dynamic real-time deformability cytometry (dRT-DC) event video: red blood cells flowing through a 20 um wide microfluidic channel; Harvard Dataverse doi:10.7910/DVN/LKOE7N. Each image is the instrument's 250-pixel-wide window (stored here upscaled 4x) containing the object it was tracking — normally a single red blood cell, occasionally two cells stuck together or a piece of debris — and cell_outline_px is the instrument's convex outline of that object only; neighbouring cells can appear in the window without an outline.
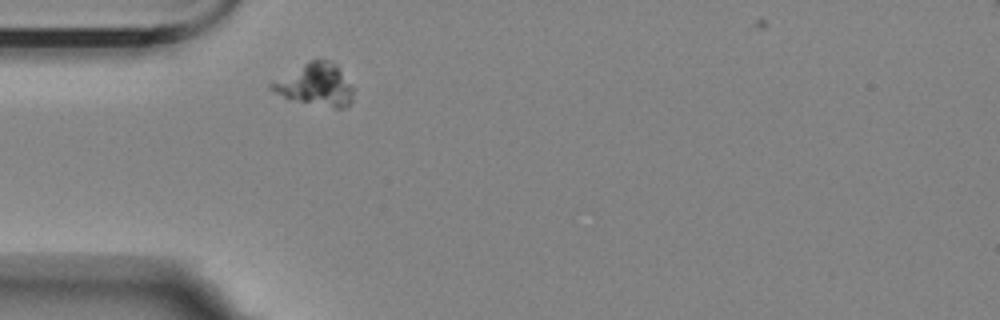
{"species": "Egyptian fruit bat (a non-hibernating species)", "species_latin": "Rousettus aegyptiacus", "temperature_condition": "room temperature", "stored_images_in_passage": 2, "camera_frame_rate_fps": 3000, "um_per_image_px": 0.085, "animal": {"sex": "female"}, "frame": {"image": 1, "passage_image": 1, "time_ms": 0.0, "image_size_px": [1000, 320], "cell_outline_px": [[352, 100], [344, 108], [336, 108], [288, 100], [268, 88], [268, 84], [308, 60], [328, 60], [336, 64], [352, 88]], "centroid_in_image_um": [26.76, 7.21], "position_along_channel_um": 58.2, "area_um2": 20.06}}